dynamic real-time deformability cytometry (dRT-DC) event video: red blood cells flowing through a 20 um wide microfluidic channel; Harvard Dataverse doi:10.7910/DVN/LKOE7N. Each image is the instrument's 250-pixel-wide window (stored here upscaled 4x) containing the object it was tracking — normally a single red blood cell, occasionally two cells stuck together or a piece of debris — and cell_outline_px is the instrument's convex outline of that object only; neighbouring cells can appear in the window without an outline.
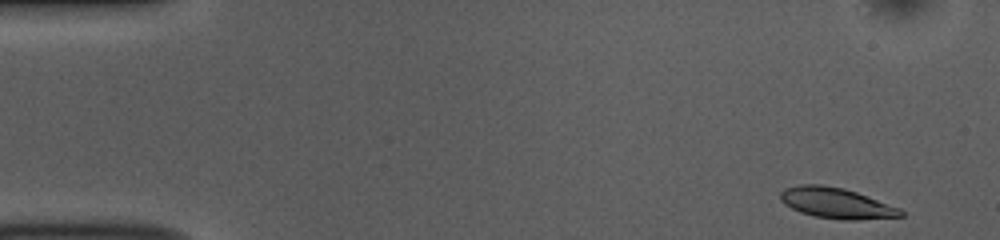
{"species": "common noctule bat (a hibernating species)", "species_latin": "Nyctalus noctula", "temperature_condition": "room temperature", "stored_images_in_passage": 51, "camera_frame_rate_fps": 3000, "um_per_image_px": 0.085, "animal": {"sex": "female", "body_mass_g": 10.0, "forearm_length_mm": 53.1}, "frame": {"image": 1, "passage_image": 1, "time_ms": 0.0, "image_size_px": [1000, 240], "cell_outline_px": [[904, 216], [860, 220], [840, 220], [816, 216], [800, 212], [784, 204], [780, 200], [780, 192], [784, 188], [800, 184], [820, 184], [844, 188], [856, 192], [900, 208], [904, 212]], "centroid_in_image_um": [71.08, 17.26], "position_along_channel_um": 13.9, "area_um2": 21.56}}
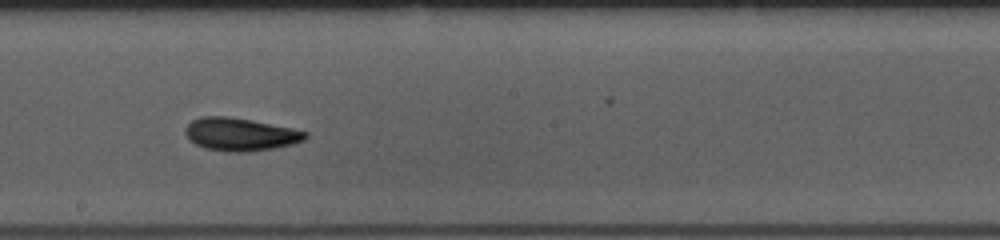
{"frame": {"image": 2, "passage_image": 27, "time_ms": 8.667, "image_size_px": [1000, 240], "cell_outline_px": [[308, 136], [304, 140], [292, 144], [272, 148], [248, 152], [228, 152], [204, 148], [188, 140], [184, 132], [184, 128], [192, 120], [200, 116], [228, 116], [252, 120], [292, 128], [308, 132]], "centroid_in_image_um": [20.39, 11.41], "position_along_channel_um": 227.8, "area_um2": 23.18}}
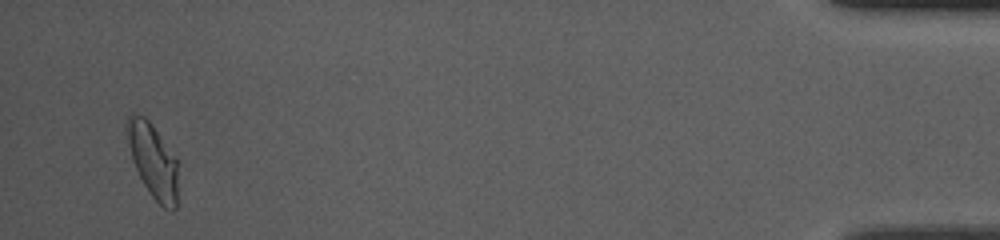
{"frame": {"image": 3, "passage_image": 49, "time_ms": 16.0, "image_size_px": [1000, 240], "cell_outline_px": [[176, 208], [172, 212], [164, 208], [152, 196], [144, 184], [132, 160], [124, 128], [124, 120], [132, 112], [144, 116], [152, 124], [176, 156]], "centroid_in_image_um": [12.96, 13.58], "position_along_channel_um": 422.2, "area_um2": 22.14}, "authors_computed_cell_mechanics": {"area_um2": 21.9062, "velocity_mm_per_s": 3.7282, "shape_relaxation_time_tau1_ms": 3.0865, "shape_relaxation_time_tau2_ms": 2.7887, "deformation_change_tau1": 0.1538, "deformation_change_tau2": 0.0968}}